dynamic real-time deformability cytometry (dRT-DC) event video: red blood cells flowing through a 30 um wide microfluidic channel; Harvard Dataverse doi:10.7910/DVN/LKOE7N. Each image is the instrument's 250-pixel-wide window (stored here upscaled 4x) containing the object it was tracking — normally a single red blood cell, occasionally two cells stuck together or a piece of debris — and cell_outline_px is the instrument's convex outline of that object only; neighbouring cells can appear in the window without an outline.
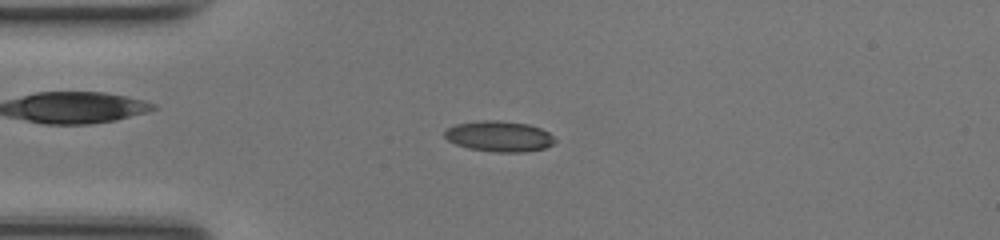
{"species": "common noctule bat (a hibernating species)", "species_latin": "Nyctalus noctula", "temperature_condition": "room temperature", "stored_images_in_passage": 48, "camera_frame_rate_fps": 3000, "um_per_image_px": 0.085, "animal": {"sex": "female", "body_mass_g": 17.0, "forearm_length_mm": 48.0}, "frame": {"image": 1, "passage_image": 12, "time_ms": 3.667, "image_size_px": [1000, 240], "cell_outline_px": [[556, 140], [552, 144], [544, 148], [524, 152], [496, 152], [468, 148], [456, 144], [448, 140], [444, 136], [444, 132], [448, 128], [456, 124], [476, 120], [500, 120], [528, 124], [540, 128], [548, 132]], "centroid_in_image_um": [42.41, 11.58], "position_along_channel_um": 42.6, "area_um2": 19.71}}
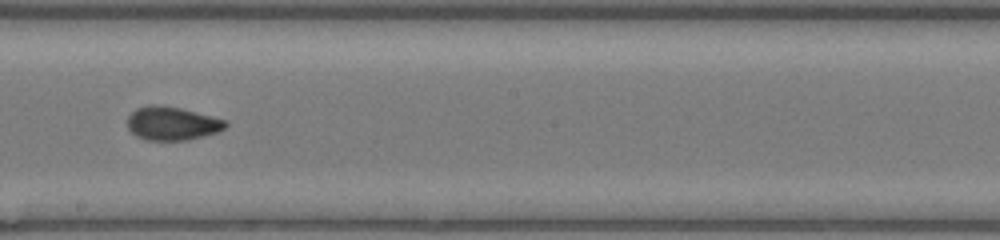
{"frame": {"image": 2, "passage_image": 27, "time_ms": 8.667, "image_size_px": [1000, 240], "cell_outline_px": [[228, 124], [224, 128], [216, 132], [204, 136], [188, 140], [148, 140], [136, 136], [128, 128], [128, 116], [136, 108], [152, 104], [156, 104], [180, 108], [228, 120]], "centroid_in_image_um": [14.63, 10.49], "position_along_channel_um": 233.6, "area_um2": 19.13}}
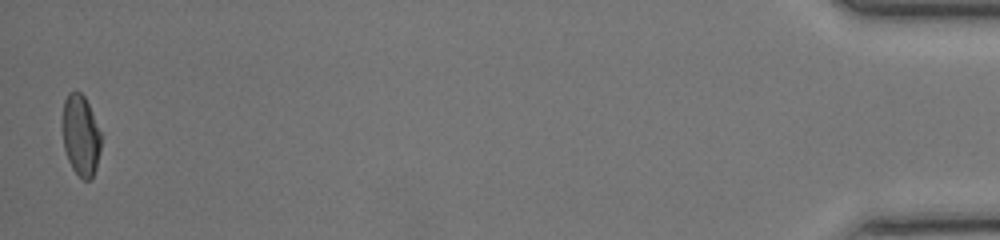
{"frame": {"image": 3, "passage_image": 48, "time_ms": 15.667, "image_size_px": [1000, 240], "cell_outline_px": [[100, 148], [96, 168], [92, 176], [88, 180], [84, 180], [72, 168], [68, 160], [64, 148], [64, 100], [68, 92], [80, 92], [84, 96], [88, 104], [100, 132]], "centroid_in_image_um": [6.87, 11.52], "position_along_channel_um": 428.3, "area_um2": 17.57}, "authors_computed_cell_mechanics": {"area_um2": 18.7272, "velocity_mm_per_s": 4.2412, "shape_relaxation_time_tau1_ms": null, "shape_relaxation_time_tau2_ms": 1.0308, "deformation_change_tau1": null, "deformation_change_tau2": 0.0646}}